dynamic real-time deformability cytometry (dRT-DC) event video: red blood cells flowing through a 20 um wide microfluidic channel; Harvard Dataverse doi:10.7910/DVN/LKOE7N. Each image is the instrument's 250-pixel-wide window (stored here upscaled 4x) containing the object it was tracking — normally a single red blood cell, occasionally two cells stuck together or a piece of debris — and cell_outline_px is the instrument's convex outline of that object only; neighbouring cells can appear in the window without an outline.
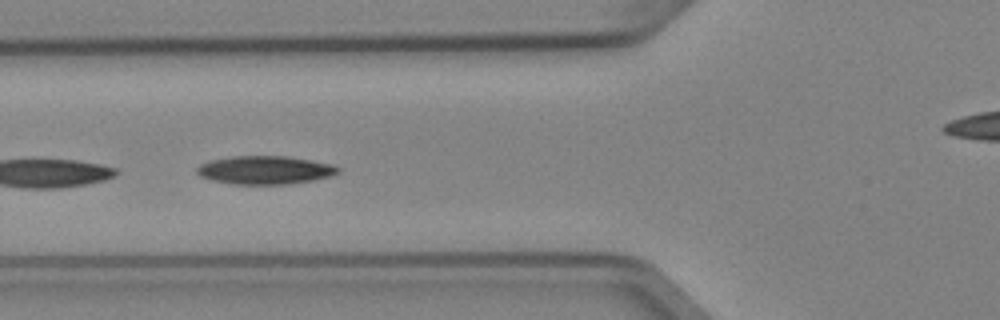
{"species": "Egyptian fruit bat (a non-hibernating species)", "species_latin": "Rousettus aegyptiacus", "temperature_condition": "cold", "stored_images_in_passage": 22, "camera_frame_rate_fps": 3000, "um_per_image_px": 0.085, "animal": {"sex": "female"}, "frame": {"image": 1, "passage_image": 19, "time_ms": 6.0, "image_size_px": [1000, 320], "cell_outline_px": [[340, 172], [332, 176], [312, 180], [288, 184], [232, 184], [212, 180], [200, 176], [196, 172], [196, 168], [200, 164], [212, 160], [232, 156], [288, 156], [332, 164], [340, 168]], "centroid_in_image_um": [22.53, 14.45], "position_along_channel_um": 103.3, "area_um2": 23.29}}